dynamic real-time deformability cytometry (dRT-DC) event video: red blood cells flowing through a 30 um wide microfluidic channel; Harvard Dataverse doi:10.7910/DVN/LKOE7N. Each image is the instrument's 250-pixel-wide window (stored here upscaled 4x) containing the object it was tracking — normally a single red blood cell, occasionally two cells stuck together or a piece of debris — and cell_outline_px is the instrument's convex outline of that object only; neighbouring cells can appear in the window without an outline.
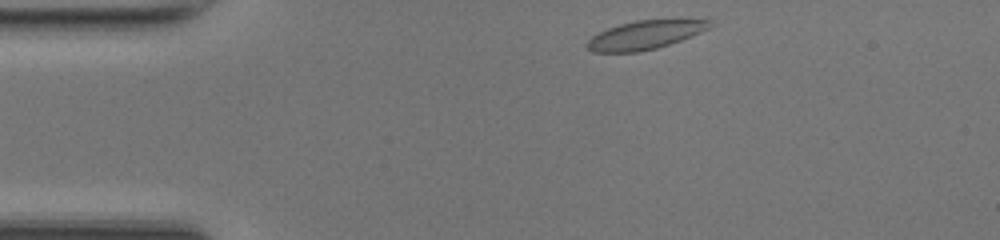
{"species": "common noctule bat (a hibernating species)", "species_latin": "Nyctalus noctula", "temperature_condition": "room temperature", "stored_images_in_passage": 41, "camera_frame_rate_fps": 3000, "um_per_image_px": 0.085, "animal": {"sex": "female", "body_mass_g": 17.0, "forearm_length_mm": 48.0}, "frame": {"image": 1, "passage_image": 1, "time_ms": 0.0, "image_size_px": [1000, 240], "cell_outline_px": [[712, 20], [708, 28], [700, 32], [680, 40], [656, 48], [636, 52], [592, 52], [584, 44], [592, 36], [608, 28], [620, 24], [636, 20]], "centroid_in_image_um": [54.75, 2.98], "position_along_channel_um": 30.2, "area_um2": 20.0}}
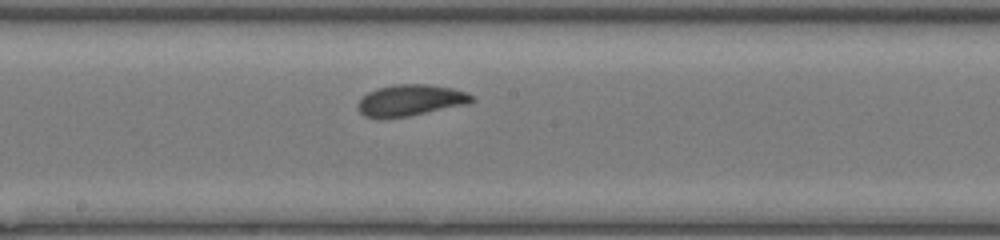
{"frame": {"image": 2, "passage_image": 18, "time_ms": 5.667, "image_size_px": [1000, 240], "cell_outline_px": [[476, 100], [464, 104], [408, 116], [364, 116], [360, 112], [360, 100], [368, 92], [376, 88], [396, 84], [428, 84], [452, 88], [468, 92]], "centroid_in_image_um": [34.94, 8.48], "position_along_channel_um": 213.3, "area_um2": 20.06}}
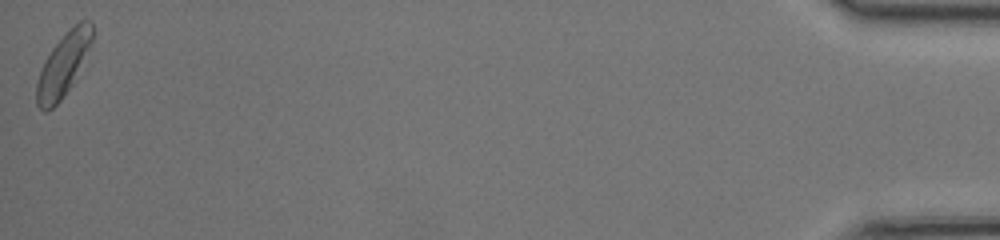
{"frame": {"image": 3, "passage_image": 41, "time_ms": 13.333, "image_size_px": [1000, 240], "cell_outline_px": [[96, 32], [72, 84], [60, 100], [52, 108], [44, 112], [36, 104], [36, 84], [40, 72], [52, 48], [80, 20], [92, 20]], "centroid_in_image_um": [5.4, 5.5], "position_along_channel_um": 429.8, "area_um2": 19.83}, "authors_computed_cell_mechanics": {"area_um2": 20.0566, "velocity_mm_per_s": 4.1866, "shape_relaxation_time_tau1_ms": 4.6069, "shape_relaxation_time_tau2_ms": 1.5363, "deformation_change_tau1": 0.1221, "deformation_change_tau2": 0.0696}}